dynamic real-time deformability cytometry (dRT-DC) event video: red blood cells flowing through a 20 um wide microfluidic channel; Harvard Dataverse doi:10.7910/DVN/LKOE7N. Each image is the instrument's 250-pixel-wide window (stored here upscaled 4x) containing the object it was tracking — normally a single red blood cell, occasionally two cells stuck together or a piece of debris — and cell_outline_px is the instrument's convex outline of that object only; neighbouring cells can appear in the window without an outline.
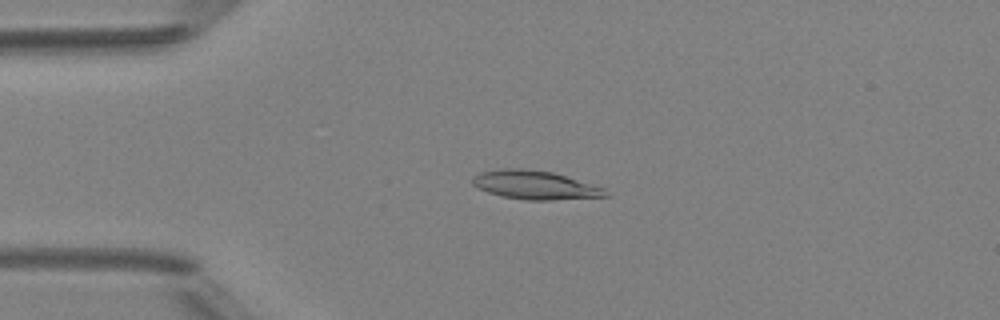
{"species": "Egyptian fruit bat (a non-hibernating species)", "species_latin": "Rousettus aegyptiacus", "temperature_condition": "room temperature", "stored_images_in_passage": 49, "camera_frame_rate_fps": 3000, "um_per_image_px": 0.085, "animal": {"sex": "female"}, "frame": {"image": 1, "passage_image": 12, "time_ms": 3.667, "image_size_px": [1000, 320], "cell_outline_px": [[608, 196], [552, 200], [524, 200], [500, 196], [476, 188], [472, 184], [472, 176], [480, 172], [504, 168], [520, 168], [552, 172], [604, 188]], "centroid_in_image_um": [45.4, 15.73], "position_along_channel_um": 39.6, "area_um2": 22.14}}
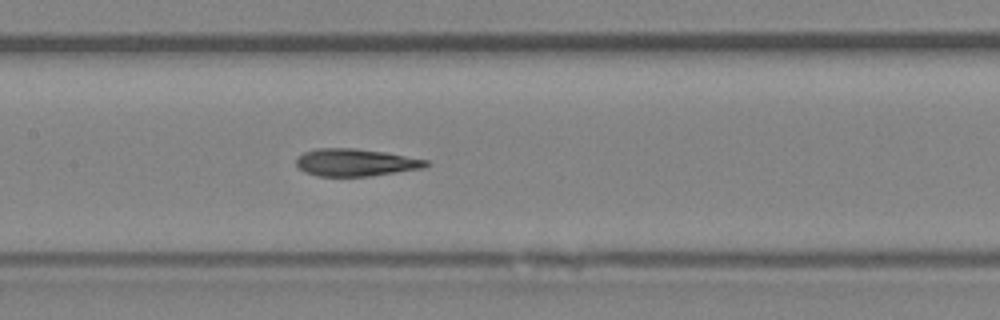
{"frame": {"image": 2, "passage_image": 24, "time_ms": 7.667, "image_size_px": [1000, 320], "cell_outline_px": [[428, 164], [424, 168], [368, 176], [316, 176], [304, 172], [296, 164], [296, 156], [304, 152], [316, 148], [356, 148], [384, 152], [428, 160]], "centroid_in_image_um": [30.17, 13.8], "position_along_channel_um": 177.2, "area_um2": 20.69}}
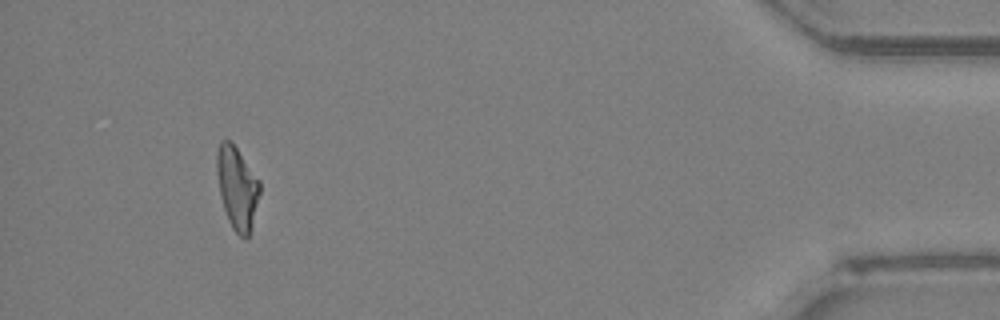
{"frame": {"image": 3, "passage_image": 46, "time_ms": 15.0, "image_size_px": [1000, 320], "cell_outline_px": [[260, 192], [252, 228], [248, 236], [240, 236], [232, 228], [228, 220], [220, 196], [216, 172], [216, 152], [220, 140], [232, 140], [260, 180]], "centroid_in_image_um": [20.15, 15.91], "position_along_channel_um": 415.1, "area_um2": 20.98}, "authors_computed_cell_mechanics": {"area_um2": 21.2126, "velocity_mm_per_s": 4.1735, "shape_relaxation_time_tau1_ms": 9.0999, "shape_relaxation_time_tau2_ms": 2.4801, "deformation_change_tau1": 0.2342, "deformation_change_tau2": 0.1169}}